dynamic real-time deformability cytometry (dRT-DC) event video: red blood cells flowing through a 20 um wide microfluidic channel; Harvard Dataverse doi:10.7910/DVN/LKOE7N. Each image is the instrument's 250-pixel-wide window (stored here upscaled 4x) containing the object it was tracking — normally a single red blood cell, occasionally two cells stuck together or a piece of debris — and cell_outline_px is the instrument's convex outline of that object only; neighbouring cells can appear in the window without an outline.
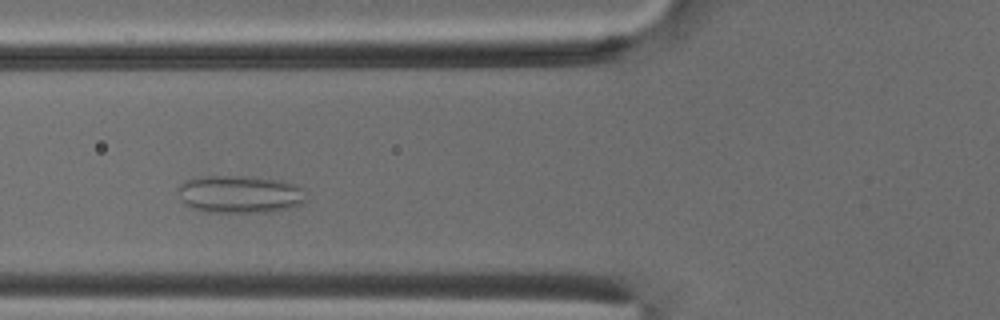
{"species": "common noctule bat (a hibernating species)", "species_latin": "Nyctalus noctula", "temperature_condition": "cold", "stored_images_in_passage": 45, "camera_frame_rate_fps": 3000, "um_per_image_px": 0.085, "animal": {"sex": "male", "body_mass_g": 18.8}, "frame": {"image": 1, "passage_image": 13, "time_ms": 4.0, "image_size_px": [1000, 320], "cell_outline_px": [[304, 200], [300, 204], [288, 208], [272, 212], [208, 212], [192, 208], [184, 204], [180, 188], [180, 184], [184, 180], [200, 176], [248, 176], [280, 180], [296, 184], [300, 188]], "centroid_in_image_um": [20.36, 16.5], "position_along_channel_um": 105.4, "area_um2": 27.8}}
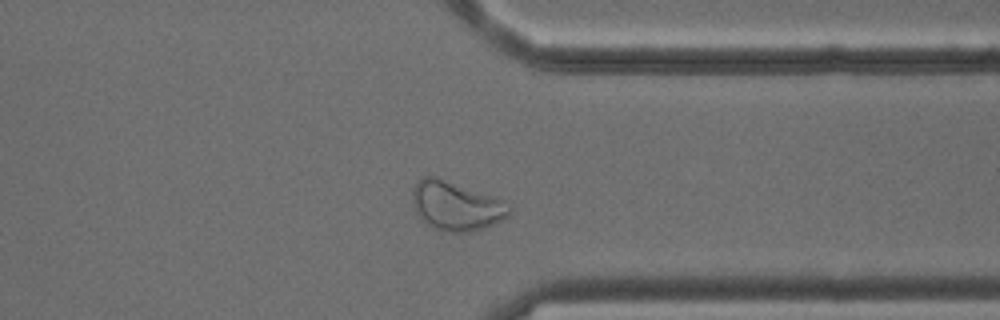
{"frame": {"image": 2, "passage_image": 34, "time_ms": 11.0, "image_size_px": [1000, 320], "cell_outline_px": [[512, 212], [508, 216], [484, 228], [468, 232], [444, 232], [432, 228], [420, 216], [416, 208], [412, 196], [412, 192], [416, 184], [424, 176], [436, 176], [504, 200], [512, 208]], "centroid_in_image_um": [38.8, 17.51], "position_along_channel_um": 372.6, "area_um2": 27.4}}
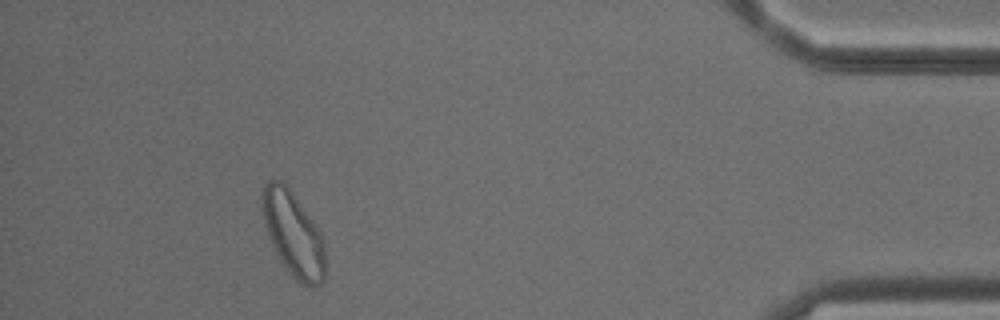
{"frame": {"image": 3, "passage_image": 41, "time_ms": 13.333, "image_size_px": [1000, 320], "cell_outline_px": [[324, 280], [320, 284], [300, 284], [284, 268], [268, 236], [264, 224], [260, 196], [264, 184], [268, 180], [280, 180], [288, 188], [320, 232], [324, 240]], "centroid_in_image_um": [24.88, 19.89], "position_along_channel_um": 410.3, "area_um2": 30.58}, "authors_computed_cell_mechanics": {"area_um2": 27.8018, "velocity_mm_per_s": 3.8344, "shape_relaxation_time_tau1_ms": null, "shape_relaxation_time_tau2_ms": 1.6332, "deformation_change_tau1": null, "deformation_change_tau2": 0.0723}}